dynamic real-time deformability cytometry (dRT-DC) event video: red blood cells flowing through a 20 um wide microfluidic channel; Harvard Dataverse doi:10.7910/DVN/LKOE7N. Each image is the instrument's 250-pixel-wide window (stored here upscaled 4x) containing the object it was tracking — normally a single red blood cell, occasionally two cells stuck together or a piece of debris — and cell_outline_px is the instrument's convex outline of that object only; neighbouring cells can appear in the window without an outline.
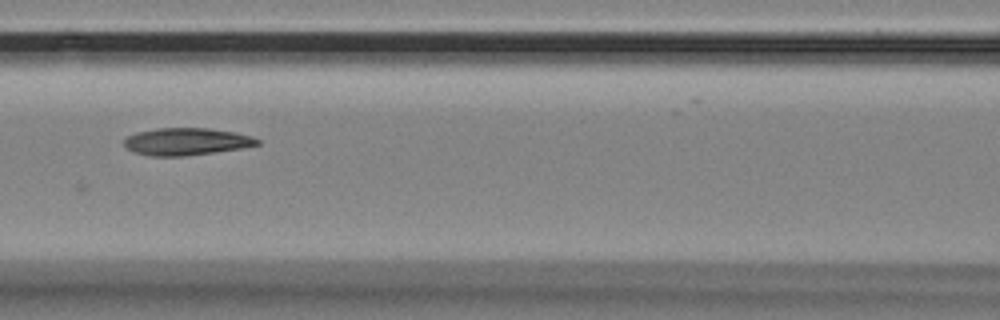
{"species": "Egyptian fruit bat (a non-hibernating species)", "species_latin": "Rousettus aegyptiacus", "temperature_condition": "room temperature", "stored_images_in_passage": 8, "camera_frame_rate_fps": 3000, "um_per_image_px": 0.085, "animal": {"sex": "female"}, "frame": {"image": 1, "passage_image": 6, "time_ms": 1.667, "image_size_px": [1000, 320], "cell_outline_px": [[260, 144], [240, 148], [184, 156], [152, 156], [132, 152], [124, 148], [124, 140], [128, 136], [136, 132], [156, 128], [208, 128], [236, 132], [252, 136], [260, 140]], "centroid_in_image_um": [15.81, 12.03], "position_along_channel_um": 150.8, "area_um2": 21.21}}